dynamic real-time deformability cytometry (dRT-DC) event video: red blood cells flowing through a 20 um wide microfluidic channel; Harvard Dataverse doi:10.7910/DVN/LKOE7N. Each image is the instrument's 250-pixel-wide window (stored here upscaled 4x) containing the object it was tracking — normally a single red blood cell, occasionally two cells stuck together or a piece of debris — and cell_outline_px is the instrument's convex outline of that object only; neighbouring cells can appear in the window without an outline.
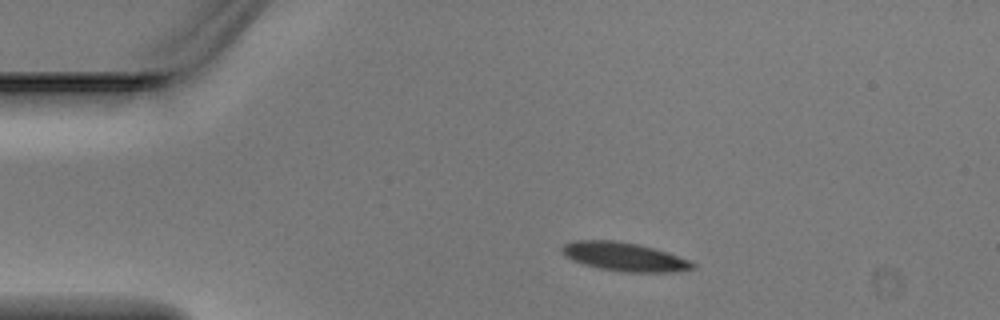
{"species": "Egyptian fruit bat (a non-hibernating species)", "species_latin": "Rousettus aegyptiacus", "temperature_condition": "warm", "stored_images_in_passage": 2, "camera_frame_rate_fps": 3000, "um_per_image_px": 0.085, "animal": {"sex": "male"}, "frame": {"image": 1, "passage_image": 1, "time_ms": 0.0, "image_size_px": [1000, 320], "cell_outline_px": [[696, 268], [676, 272], [624, 272], [600, 268], [584, 264], [572, 260], [560, 248], [564, 244], [572, 240], [616, 240], [636, 244], [668, 252], [688, 260], [696, 264]], "centroid_in_image_um": [53.09, 21.82], "position_along_channel_um": 31.9, "area_um2": 21.68}}